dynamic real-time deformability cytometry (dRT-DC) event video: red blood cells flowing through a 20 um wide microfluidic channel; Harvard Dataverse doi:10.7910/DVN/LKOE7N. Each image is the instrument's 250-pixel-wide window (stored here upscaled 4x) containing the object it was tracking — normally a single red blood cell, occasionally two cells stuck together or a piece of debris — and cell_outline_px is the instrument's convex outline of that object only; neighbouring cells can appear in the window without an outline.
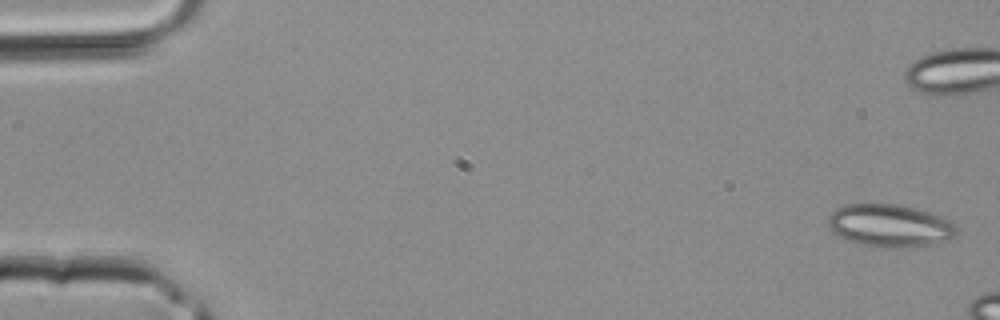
{"species": "common noctule bat (a hibernating species)", "species_latin": "Nyctalus noctula", "temperature_condition": "room temperature", "stored_images_in_passage": 8, "camera_frame_rate_fps": 3000, "um_per_image_px": 0.085, "animal": {"sex": "male", "body_mass_g": 20.4}, "frame": {"image": 1, "passage_image": 1, "time_ms": 0.0, "image_size_px": [1000, 320], "cell_outline_px": [[956, 232], [952, 236], [928, 244], [888, 248], [884, 248], [856, 244], [832, 232], [828, 224], [828, 216], [836, 208], [844, 204], [900, 204], [916, 208], [940, 216], [948, 220], [956, 228]], "centroid_in_image_um": [75.53, 19.15], "position_along_channel_um": 9.5, "area_um2": 31.44}}